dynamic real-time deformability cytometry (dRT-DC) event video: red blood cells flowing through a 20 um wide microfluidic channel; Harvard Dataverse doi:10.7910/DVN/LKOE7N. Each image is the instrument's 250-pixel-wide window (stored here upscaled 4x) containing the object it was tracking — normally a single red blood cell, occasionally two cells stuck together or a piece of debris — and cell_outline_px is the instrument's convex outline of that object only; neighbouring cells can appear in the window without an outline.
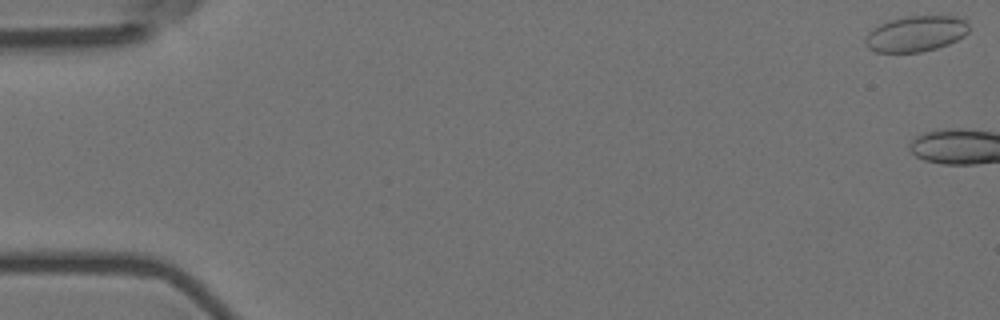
{"species": "Egyptian fruit bat (a non-hibernating species)", "species_latin": "Rousettus aegyptiacus", "temperature_condition": "room temperature", "stored_images_in_passage": 7, "camera_frame_rate_fps": 3000, "um_per_image_px": 0.085, "animal": {"sex": "female"}, "frame": {"image": 1, "passage_image": 1, "time_ms": 0.0, "image_size_px": [1000, 320], "cell_outline_px": [[968, 32], [964, 36], [948, 44], [936, 48], [920, 52], [876, 52], [868, 48], [864, 44], [864, 40], [868, 32], [872, 28], [888, 20], [904, 16], [956, 16], [968, 20]], "centroid_in_image_um": [77.83, 2.86], "position_along_channel_um": 7.2, "area_um2": 21.79}}